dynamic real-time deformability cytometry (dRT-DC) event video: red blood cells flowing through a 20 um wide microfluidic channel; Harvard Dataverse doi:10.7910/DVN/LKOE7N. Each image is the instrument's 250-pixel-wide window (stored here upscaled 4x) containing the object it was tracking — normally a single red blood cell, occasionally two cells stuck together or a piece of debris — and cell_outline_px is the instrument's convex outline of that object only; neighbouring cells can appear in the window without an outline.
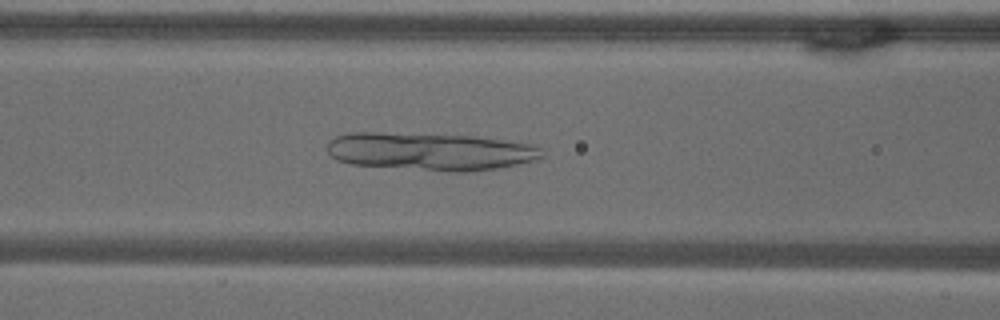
{"species": "common noctule bat (a hibernating species)", "species_latin": "Nyctalus noctula", "temperature_condition": "warm", "stored_images_in_passage": 55, "camera_frame_rate_fps": 3000, "um_per_image_px": 0.085, "animal": {"sex": "male", "body_mass_g": 18.8}, "frame": {"image": 1, "passage_image": 23, "time_ms": 7.333, "image_size_px": [1000, 320], "cell_outline_px": [[544, 156], [532, 160], [516, 164], [496, 168], [468, 172], [448, 172], [352, 164], [336, 160], [328, 152], [328, 140], [336, 136], [352, 132], [376, 132], [476, 136], [536, 144], [540, 148]], "centroid_in_image_um": [36.57, 12.87], "position_along_channel_um": 130.0, "area_um2": 47.45}}
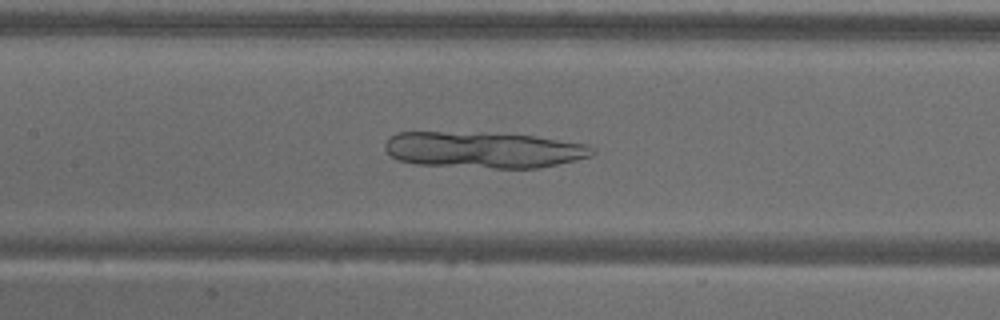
{"frame": {"image": 2, "passage_image": 26, "time_ms": 8.333, "image_size_px": [1000, 320], "cell_outline_px": [[596, 152], [592, 156], [576, 160], [536, 168], [496, 168], [416, 164], [396, 160], [384, 148], [384, 144], [388, 136], [396, 132], [484, 132], [536, 136], [588, 144]], "centroid_in_image_um": [41.08, 12.72], "position_along_channel_um": 166.3, "area_um2": 44.16}}
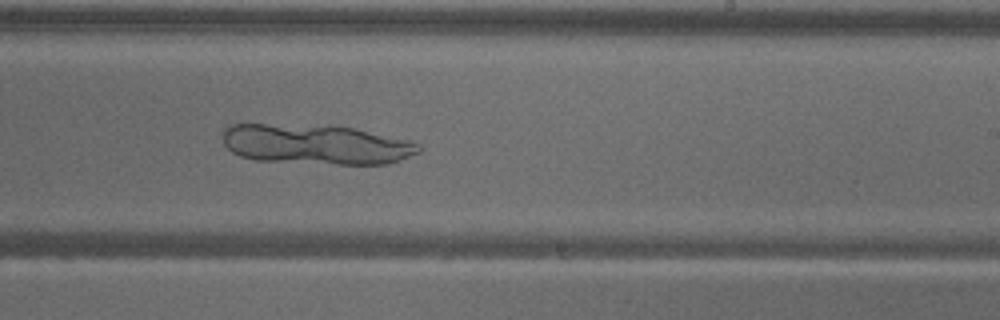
{"frame": {"image": 3, "passage_image": 34, "time_ms": 11.0, "image_size_px": [1000, 320], "cell_outline_px": [[424, 148], [420, 152], [400, 160], [388, 164], [340, 164], [256, 160], [240, 156], [232, 152], [224, 144], [224, 128], [232, 124], [264, 124], [352, 128], [412, 140], [420, 144]], "centroid_in_image_um": [26.91, 12.29], "position_along_channel_um": 262.1, "area_um2": 45.26}}